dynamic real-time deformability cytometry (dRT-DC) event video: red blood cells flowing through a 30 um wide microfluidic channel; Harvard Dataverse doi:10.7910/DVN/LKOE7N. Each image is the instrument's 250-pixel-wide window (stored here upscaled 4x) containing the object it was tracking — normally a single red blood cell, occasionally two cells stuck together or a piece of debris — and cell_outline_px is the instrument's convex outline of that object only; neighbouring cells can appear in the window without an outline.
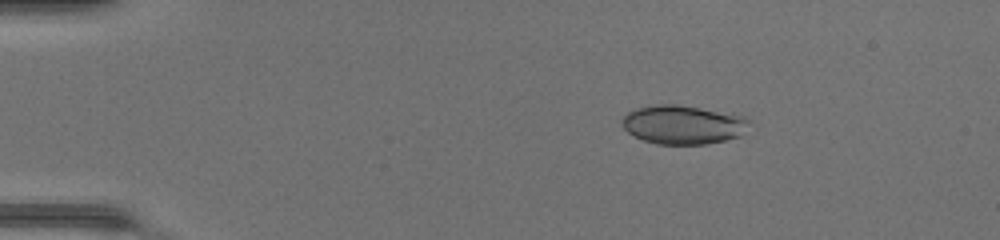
{"species": "common noctule bat (a hibernating species)", "species_latin": "Nyctalus noctula", "temperature_condition": "warm", "stored_images_in_passage": 48, "camera_frame_rate_fps": 3000, "um_per_image_px": 0.085, "animal": {"sex": "female", "body_mass_g": 17.0, "forearm_length_mm": 48.0}, "frame": {"image": 1, "passage_image": 8, "time_ms": 2.333, "image_size_px": [1000, 240], "cell_outline_px": [[748, 124], [740, 136], [724, 140], [704, 144], [656, 144], [644, 140], [628, 132], [624, 128], [620, 120], [628, 112], [636, 108], [656, 104], [676, 104], [732, 112], [744, 116], [748, 120]], "centroid_in_image_um": [58.05, 10.57], "position_along_channel_um": 26.9, "area_um2": 28.9}, "authors_computed_cell_mechanics": {"area_um2": 28.6399, "velocity_mm_per_s": 4.3247, "shape_relaxation_time_tau1_ms": 3.4424, "shape_relaxation_time_tau2_ms": 1.3618, "deformation_change_tau1": 0.1303, "deformation_change_tau2": 0.0833}}